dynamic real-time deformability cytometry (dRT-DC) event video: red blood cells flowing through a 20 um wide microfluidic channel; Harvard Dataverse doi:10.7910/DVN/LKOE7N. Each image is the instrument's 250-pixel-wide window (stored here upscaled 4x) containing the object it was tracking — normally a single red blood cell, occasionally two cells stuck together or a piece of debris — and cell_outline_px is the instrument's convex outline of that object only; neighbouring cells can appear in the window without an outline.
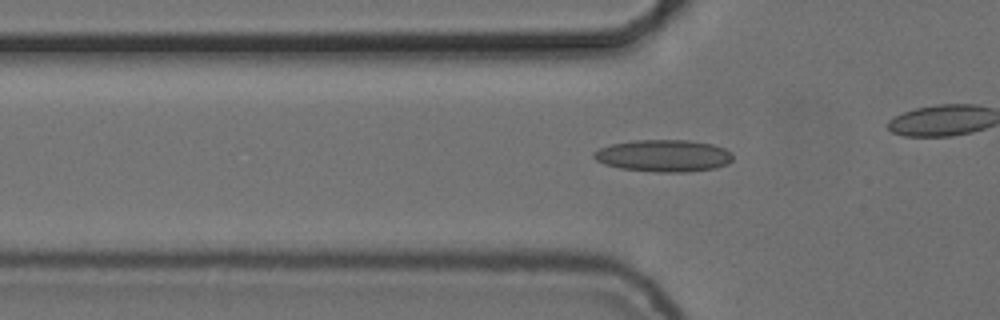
{"species": "common noctule bat (a hibernating species)", "species_latin": "Nyctalus noctula", "temperature_condition": "cold", "stored_images_in_passage": 28, "camera_frame_rate_fps": 3000, "um_per_image_px": 0.085, "animal": {"sex": "female", "body_mass_g": 24.6, "forearm_length_mm": 56.2}, "frame": {"image": 1, "passage_image": 3, "time_ms": 0.667, "image_size_px": [1000, 320], "cell_outline_px": [[732, 160], [728, 164], [716, 168], [688, 172], [656, 172], [620, 168], [604, 164], [596, 160], [592, 156], [592, 152], [600, 148], [612, 144], [632, 140], [688, 140], [712, 144], [724, 148], [732, 152]], "centroid_in_image_um": [56.41, 13.24], "position_along_channel_um": 69.4, "area_um2": 26.13}}
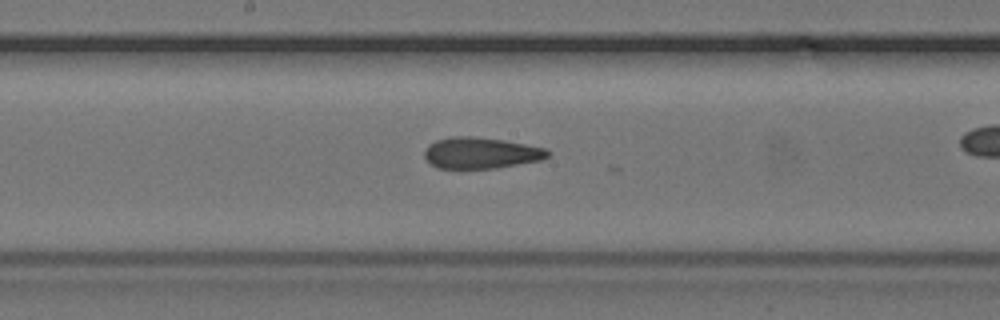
{"frame": {"image": 2, "passage_image": 14, "time_ms": 4.333, "image_size_px": [1000, 320], "cell_outline_px": [[552, 152], [548, 156], [540, 160], [496, 168], [436, 168], [428, 164], [424, 156], [424, 152], [428, 144], [436, 140], [452, 136], [472, 136], [504, 140], [548, 148]], "centroid_in_image_um": [40.86, 13.0], "position_along_channel_um": 207.3, "area_um2": 22.66}}
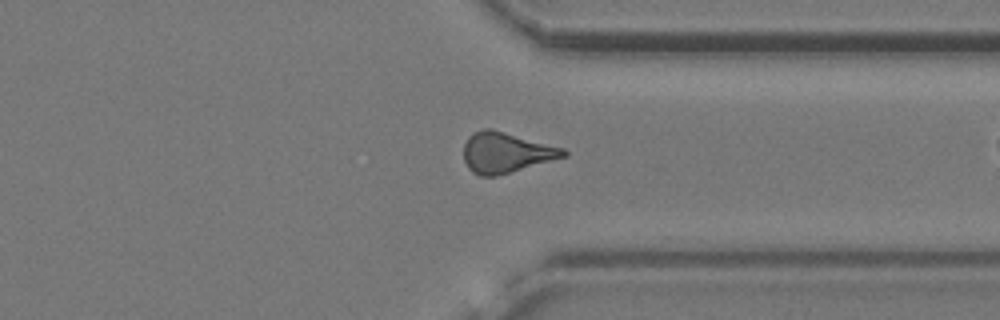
{"frame": {"image": 3, "passage_image": 27, "time_ms": 8.667, "image_size_px": [1000, 320], "cell_outline_px": [[568, 156], [496, 176], [480, 176], [472, 172], [468, 168], [464, 160], [464, 144], [468, 136], [484, 128], [492, 128], [564, 148], [568, 152]], "centroid_in_image_um": [43.01, 12.96], "position_along_channel_um": 368.4, "area_um2": 23.58}}